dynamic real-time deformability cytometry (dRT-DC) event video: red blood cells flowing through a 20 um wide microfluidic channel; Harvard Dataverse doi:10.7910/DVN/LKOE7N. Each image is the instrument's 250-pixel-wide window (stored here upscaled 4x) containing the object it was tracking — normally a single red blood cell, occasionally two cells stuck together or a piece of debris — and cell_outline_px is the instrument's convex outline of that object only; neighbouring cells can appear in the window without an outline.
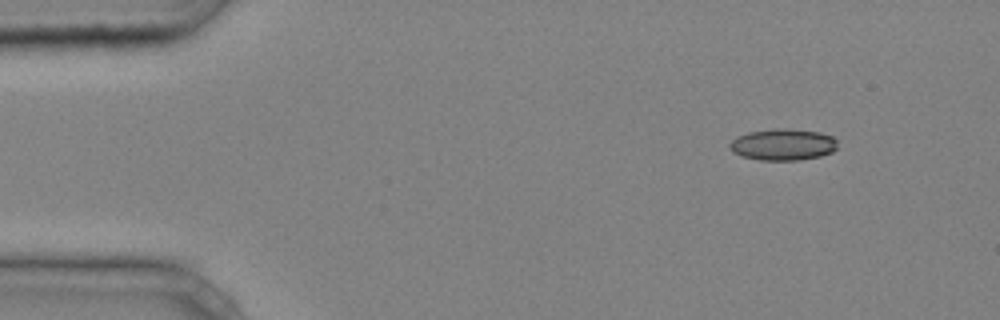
{"species": "common noctule bat (a hibernating species)", "species_latin": "Nyctalus noctula", "temperature_condition": "cold", "stored_images_in_passage": 39, "camera_frame_rate_fps": 3000, "um_per_image_px": 0.085, "animal": {"sex": "male", "body_mass_g": 20.4}, "frame": {"image": 1, "passage_image": 1, "time_ms": 0.0, "image_size_px": [1000, 320], "cell_outline_px": [[836, 148], [832, 152], [820, 156], [800, 160], [760, 160], [744, 156], [732, 152], [728, 144], [736, 136], [748, 132], [772, 128], [784, 128], [820, 132], [832, 136], [836, 140]], "centroid_in_image_um": [66.53, 12.28], "position_along_channel_um": 18.5, "area_um2": 19.88}}
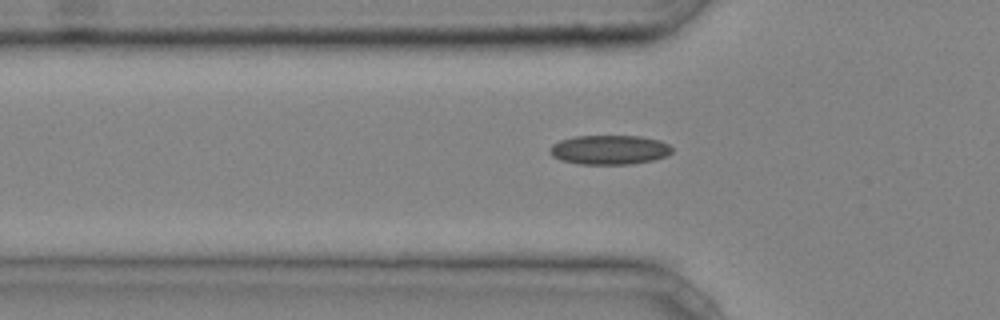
{"frame": {"image": 2, "passage_image": 11, "time_ms": 3.333, "image_size_px": [1000, 320], "cell_outline_px": [[672, 152], [668, 156], [652, 160], [632, 164], [580, 164], [560, 160], [552, 156], [548, 152], [548, 148], [552, 144], [560, 140], [576, 136], [640, 136], [660, 140], [668, 144], [672, 148]], "centroid_in_image_um": [51.78, 12.73], "position_along_channel_um": 74.0, "area_um2": 21.1}}
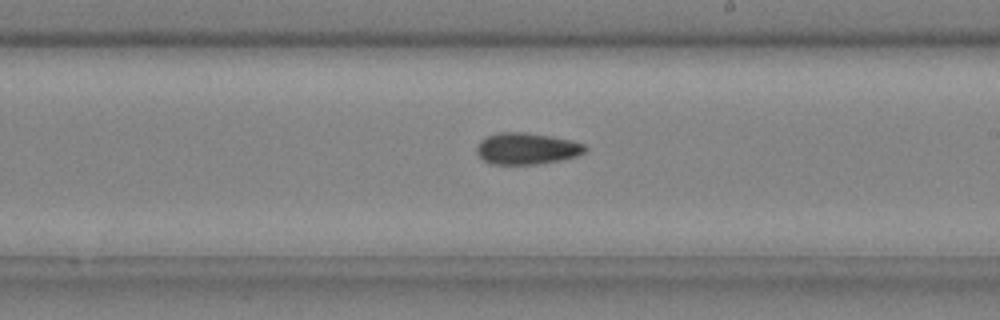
{"frame": {"image": 3, "passage_image": 23, "time_ms": 7.333, "image_size_px": [1000, 320], "cell_outline_px": [[588, 148], [584, 152], [576, 156], [536, 164], [488, 164], [476, 152], [476, 148], [480, 140], [488, 136], [500, 132], [524, 132], [572, 140], [584, 144]], "centroid_in_image_um": [44.74, 12.62], "position_along_channel_um": 244.3, "area_um2": 19.71}, "authors_computed_cell_mechanics": {"area_um2": 19.5942, "velocity_mm_per_s": 4.2502, "shape_relaxation_time_tau1_ms": 9.6474, "shape_relaxation_time_tau2_ms": 5.2062, "deformation_change_tau1": 0.1611, "deformation_change_tau2": 0.1177}}